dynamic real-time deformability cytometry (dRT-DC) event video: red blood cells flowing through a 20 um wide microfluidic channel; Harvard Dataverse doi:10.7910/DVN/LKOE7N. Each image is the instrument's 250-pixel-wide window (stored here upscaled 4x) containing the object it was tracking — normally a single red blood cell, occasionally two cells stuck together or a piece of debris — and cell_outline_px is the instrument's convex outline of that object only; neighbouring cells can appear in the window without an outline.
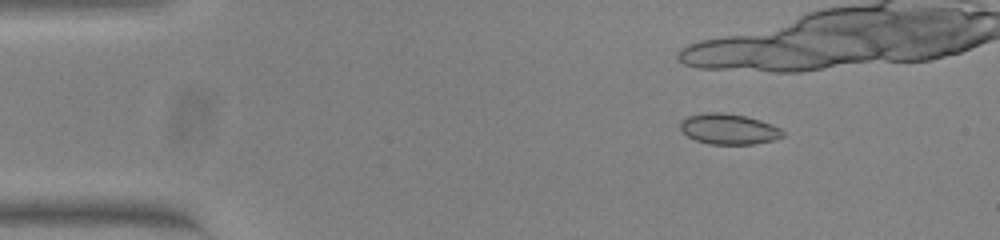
{"species": "common noctule bat (a hibernating species)", "species_latin": "Nyctalus noctula", "temperature_condition": "warm", "stored_images_in_passage": 13, "camera_frame_rate_fps": 3000, "um_per_image_px": 0.085, "animal": {"sex": "female", "body_mass_g": 23.0, "forearm_length_mm": 53.4}, "frame": {"image": 1, "passage_image": 8, "time_ms": 2.333, "image_size_px": [1000, 240], "cell_outline_px": [[784, 136], [776, 140], [752, 144], [708, 144], [696, 140], [688, 136], [680, 128], [680, 120], [688, 116], [704, 112], [724, 112], [748, 116], [772, 124], [780, 128], [784, 132]], "centroid_in_image_um": [61.96, 10.96], "position_along_channel_um": 23.0, "area_um2": 18.5}}